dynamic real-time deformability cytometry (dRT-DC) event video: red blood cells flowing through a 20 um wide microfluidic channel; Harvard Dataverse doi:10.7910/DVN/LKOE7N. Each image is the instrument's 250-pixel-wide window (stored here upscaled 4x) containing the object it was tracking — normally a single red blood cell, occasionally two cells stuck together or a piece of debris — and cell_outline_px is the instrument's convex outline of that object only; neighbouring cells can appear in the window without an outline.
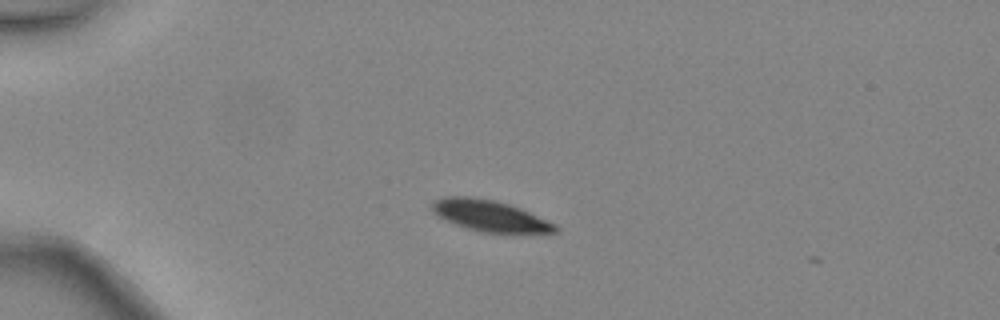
{"species": "common noctule bat (a hibernating species)", "species_latin": "Nyctalus noctula", "temperature_condition": "warm", "stored_images_in_passage": 9, "camera_frame_rate_fps": 3000, "um_per_image_px": 0.085, "animal": {"sex": "female", "body_mass_g": 24.6, "forearm_length_mm": 56.2}, "frame": {"image": 1, "passage_image": 6, "time_ms": 1.667, "image_size_px": [1000, 320], "cell_outline_px": [[560, 228], [556, 232], [512, 236], [480, 232], [452, 224], [432, 212], [432, 204], [436, 200], [448, 196], [468, 196], [492, 200], [508, 204], [520, 208], [556, 224]], "centroid_in_image_um": [41.72, 18.41], "position_along_channel_um": 43.3, "area_um2": 23.18}}